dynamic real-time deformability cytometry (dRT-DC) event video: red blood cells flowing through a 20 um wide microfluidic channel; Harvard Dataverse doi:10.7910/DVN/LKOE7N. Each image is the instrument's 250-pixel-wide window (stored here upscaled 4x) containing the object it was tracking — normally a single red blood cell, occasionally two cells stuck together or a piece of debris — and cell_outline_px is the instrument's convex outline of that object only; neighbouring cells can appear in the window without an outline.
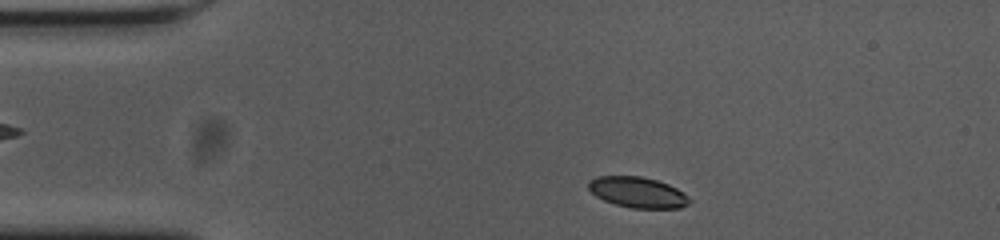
{"species": "common noctule bat (a hibernating species)", "species_latin": "Nyctalus noctula", "temperature_condition": "cold", "stored_images_in_passage": 49, "camera_frame_rate_fps": 3000, "um_per_image_px": 0.085, "animal": {"sex": "female", "body_mass_g": 23.0, "forearm_length_mm": 53.4}, "frame": {"image": 1, "passage_image": 3, "time_ms": 0.667, "image_size_px": [1000, 240], "cell_outline_px": [[692, 200], [688, 204], [680, 208], [632, 208], [616, 204], [604, 200], [596, 196], [588, 188], [588, 184], [596, 176], [640, 176], [656, 180], [668, 184], [684, 192]], "centroid_in_image_um": [54.23, 16.35], "position_along_channel_um": 30.8, "area_um2": 17.98}}
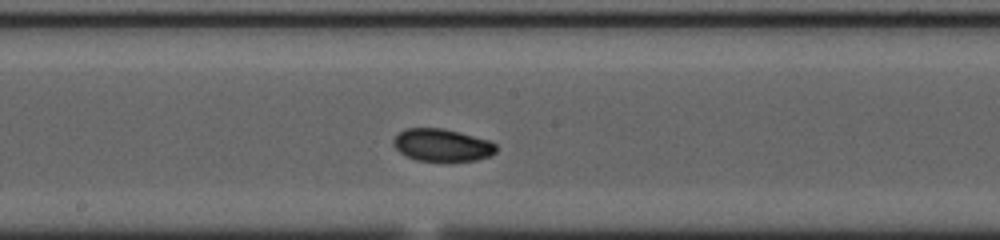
{"frame": {"image": 2, "passage_image": 22, "time_ms": 7.0, "image_size_px": [1000, 240], "cell_outline_px": [[496, 152], [492, 156], [476, 160], [416, 160], [404, 156], [392, 144], [392, 140], [404, 128], [444, 128], [488, 140], [496, 144]], "centroid_in_image_um": [37.56, 12.32], "position_along_channel_um": 210.6, "area_um2": 19.36}}
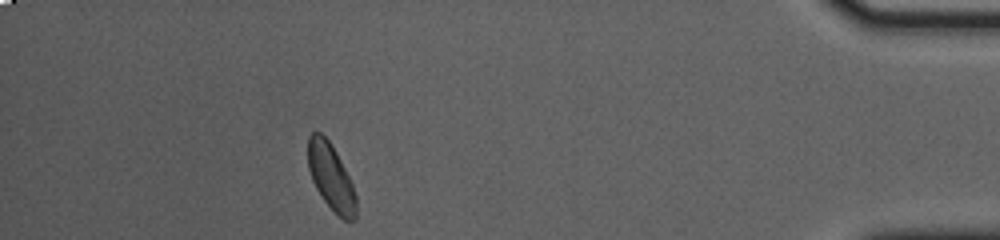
{"frame": {"image": 3, "passage_image": 43, "time_ms": 14.0, "image_size_px": [1000, 240], "cell_outline_px": [[356, 220], [344, 220], [324, 200], [316, 188], [312, 180], [308, 168], [308, 136], [312, 132], [320, 132], [328, 140], [336, 152], [352, 184], [356, 196]], "centroid_in_image_um": [28.12, 15.03], "position_along_channel_um": 407.1, "area_um2": 18.26}, "authors_computed_cell_mechanics": {"area_um2": 18.9584, "velocity_mm_per_s": 3.6057, "shape_relaxation_time_tau1_ms": 3.5061, "shape_relaxation_time_tau2_ms": 6.5163, "deformation_change_tau1": 0.0964, "deformation_change_tau2": 0.0806}}